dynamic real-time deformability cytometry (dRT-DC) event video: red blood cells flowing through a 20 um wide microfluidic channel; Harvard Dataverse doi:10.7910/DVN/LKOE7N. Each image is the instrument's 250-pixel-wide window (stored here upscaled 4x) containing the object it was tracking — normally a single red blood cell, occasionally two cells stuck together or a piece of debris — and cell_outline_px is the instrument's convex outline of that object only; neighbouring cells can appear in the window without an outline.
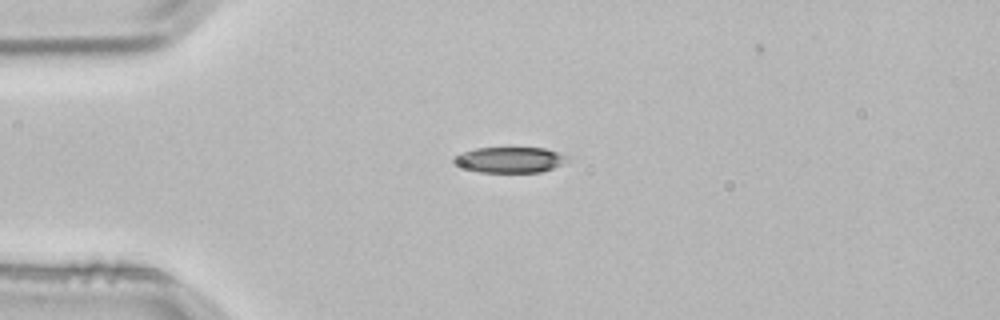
{"species": "common noctule bat (a hibernating species)", "species_latin": "Nyctalus noctula", "temperature_condition": "room temperature", "stored_images_in_passage": 3, "camera_frame_rate_fps": 3000, "um_per_image_px": 0.085, "animal": {"sex": "male", "body_mass_g": 21.5, "forearm_length_mm": 52.0}, "frame": {"image": 1, "passage_image": 3, "time_ms": 0.667, "image_size_px": [1000, 320], "cell_outline_px": [[572, 160], [552, 168], [540, 172], [480, 172], [456, 164], [452, 160], [456, 156], [464, 152], [476, 148], [544, 148], [568, 156]], "centroid_in_image_um": [43.4, 13.58], "position_along_channel_um": 41.6, "area_um2": 16.7}}